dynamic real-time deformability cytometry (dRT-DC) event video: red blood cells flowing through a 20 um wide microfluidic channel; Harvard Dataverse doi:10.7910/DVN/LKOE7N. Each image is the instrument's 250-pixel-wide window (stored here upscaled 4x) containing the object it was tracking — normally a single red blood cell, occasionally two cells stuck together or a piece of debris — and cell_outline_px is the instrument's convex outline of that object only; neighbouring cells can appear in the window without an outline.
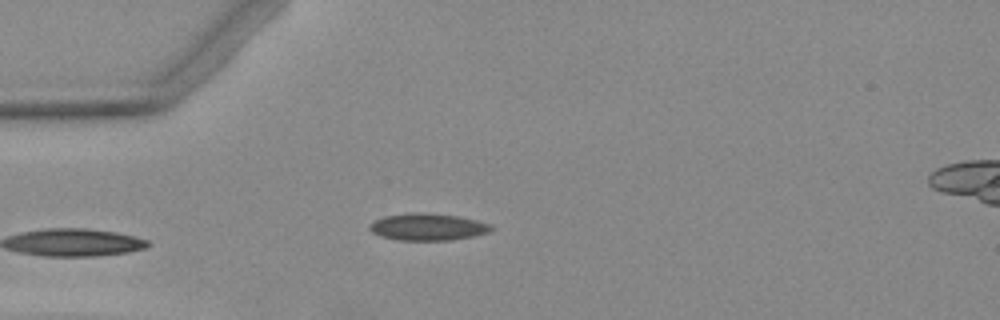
{"species": "Egyptian fruit bat (a non-hibernating species)", "species_latin": "Rousettus aegyptiacus", "temperature_condition": "warm", "stored_images_in_passage": 2, "camera_frame_rate_fps": 3000, "um_per_image_px": 0.085, "animal": {"sex": "female"}, "frame": {"image": 1, "passage_image": 2, "time_ms": 1.333, "image_size_px": [1000, 320], "cell_outline_px": [[496, 228], [488, 232], [472, 236], [448, 240], [396, 240], [380, 236], [372, 232], [368, 228], [376, 220], [384, 216], [416, 212], [424, 212], [460, 216], [492, 224]], "centroid_in_image_um": [36.39, 19.28], "position_along_channel_um": 48.6, "area_um2": 19.13}}